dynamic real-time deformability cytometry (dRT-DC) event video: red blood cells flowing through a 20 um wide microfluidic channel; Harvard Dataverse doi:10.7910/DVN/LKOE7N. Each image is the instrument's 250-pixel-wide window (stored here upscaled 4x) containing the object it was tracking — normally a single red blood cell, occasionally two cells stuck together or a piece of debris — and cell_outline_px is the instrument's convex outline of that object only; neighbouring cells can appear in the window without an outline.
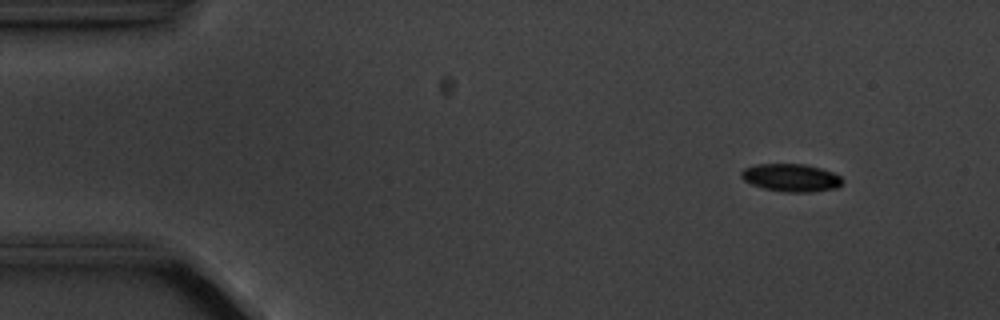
{"species": "common noctule bat (a hibernating species)", "species_latin": "Nyctalus noctula", "temperature_condition": "cold", "stored_images_in_passage": 4, "camera_frame_rate_fps": 3000, "um_per_image_px": 0.085, "animal": {"sex": "male", "body_mass_g": 20.1, "forearm_length_mm": 53.5}, "frame": {"image": 1, "passage_image": 2, "time_ms": 1.0, "image_size_px": [1000, 320], "cell_outline_px": [[844, 180], [836, 188], [812, 192], [784, 192], [764, 188], [752, 184], [744, 180], [740, 176], [740, 172], [744, 168], [756, 164], [804, 164], [820, 168], [832, 172], [840, 176]], "centroid_in_image_um": [67.23, 15.1], "position_along_channel_um": 17.8, "area_um2": 16.36}}